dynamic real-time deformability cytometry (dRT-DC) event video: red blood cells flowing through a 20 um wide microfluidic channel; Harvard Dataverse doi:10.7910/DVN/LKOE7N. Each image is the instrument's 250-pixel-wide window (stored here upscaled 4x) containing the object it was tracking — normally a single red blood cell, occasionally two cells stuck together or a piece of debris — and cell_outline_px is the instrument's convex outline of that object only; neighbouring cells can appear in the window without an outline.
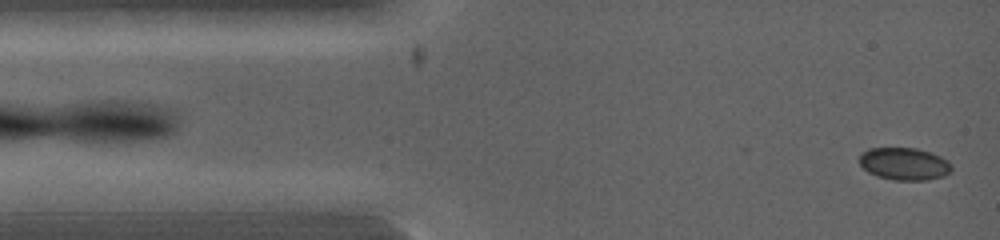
{"species": "common noctule bat (a hibernating species)", "species_latin": "Nyctalus noctula", "temperature_condition": "warm", "stored_images_in_passage": 22, "camera_frame_rate_fps": 5000, "um_per_image_px": 0.085, "animal": {"sex": "female", "body_mass_g": 19.0, "forearm_length_mm": 53.3}, "frame": {"image": 1, "passage_image": 1, "time_ms": 0.0, "image_size_px": [1000, 240], "cell_outline_px": [[952, 172], [944, 176], [928, 180], [892, 180], [876, 176], [868, 172], [860, 164], [860, 152], [868, 148], [916, 148], [932, 152], [948, 160], [952, 164]], "centroid_in_image_um": [76.89, 13.93], "position_along_channel_um": 8.1, "area_um2": 17.74}}
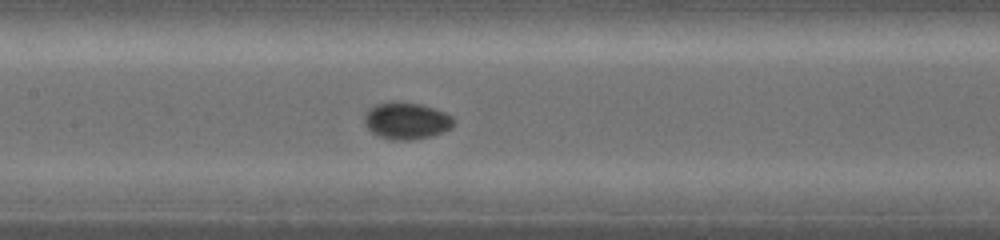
{"frame": {"image": 2, "passage_image": 11, "time_ms": 4.0, "image_size_px": [1000, 240], "cell_outline_px": [[456, 124], [452, 128], [444, 132], [428, 136], [408, 140], [392, 140], [380, 136], [372, 132], [368, 128], [364, 120], [364, 112], [372, 104], [392, 100], [396, 100], [420, 104], [436, 108], [452, 116], [456, 120]], "centroid_in_image_um": [34.55, 10.23], "position_along_channel_um": 172.9, "area_um2": 19.65}}
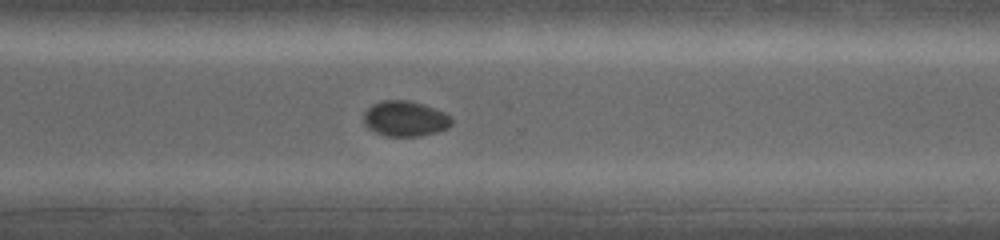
{"frame": {"image": 3, "passage_image": 18, "time_ms": 6.8, "image_size_px": [1000, 240], "cell_outline_px": [[452, 124], [448, 128], [436, 132], [420, 136], [388, 136], [376, 132], [368, 128], [364, 124], [364, 112], [372, 104], [384, 100], [408, 100], [424, 104], [444, 112], [452, 116]], "centroid_in_image_um": [34.45, 10.08], "position_along_channel_um": 336.1, "area_um2": 18.21}}